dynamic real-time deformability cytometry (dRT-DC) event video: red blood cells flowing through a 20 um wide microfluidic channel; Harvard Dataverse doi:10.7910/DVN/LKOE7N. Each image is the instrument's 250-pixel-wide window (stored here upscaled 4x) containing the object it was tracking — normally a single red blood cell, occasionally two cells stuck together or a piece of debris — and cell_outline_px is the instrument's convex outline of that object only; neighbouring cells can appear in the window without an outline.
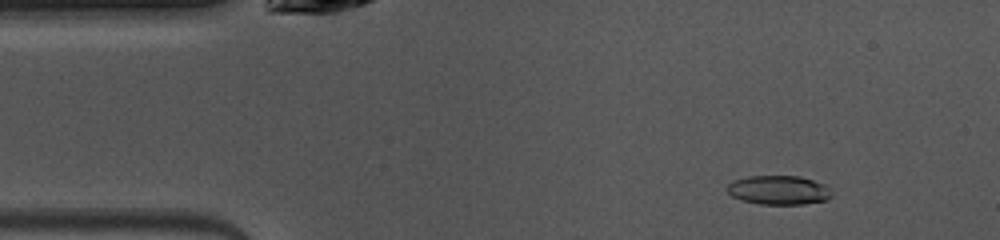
{"species": "common noctule bat (a hibernating species)", "species_latin": "Nyctalus noctula", "temperature_condition": "warm", "stored_images_in_passage": 47, "camera_frame_rate_fps": 3000, "um_per_image_px": 0.085, "animal": {"sex": "female", "body_mass_g": 10.0, "forearm_length_mm": 53.1}, "frame": {"image": 1, "passage_image": 5, "time_ms": 1.333, "image_size_px": [1000, 240], "cell_outline_px": [[832, 196], [828, 200], [804, 204], [760, 204], [740, 200], [732, 196], [724, 188], [728, 184], [736, 180], [748, 176], [800, 176], [824, 184], [832, 192]], "centroid_in_image_um": [66.19, 16.16], "position_along_channel_um": 18.8, "area_um2": 17.8}}
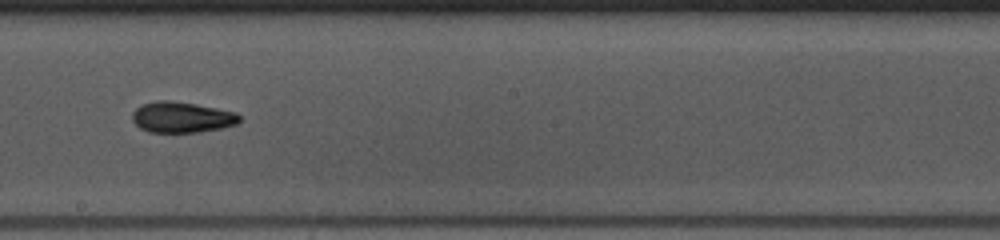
{"frame": {"image": 2, "passage_image": 25, "time_ms": 8.0, "image_size_px": [1000, 240], "cell_outline_px": [[240, 120], [236, 124], [220, 128], [200, 132], [148, 132], [140, 128], [132, 120], [132, 112], [136, 108], [144, 104], [156, 100], [168, 100], [196, 104], [236, 112], [240, 116]], "centroid_in_image_um": [15.43, 9.96], "position_along_channel_um": 232.8, "area_um2": 19.19}}
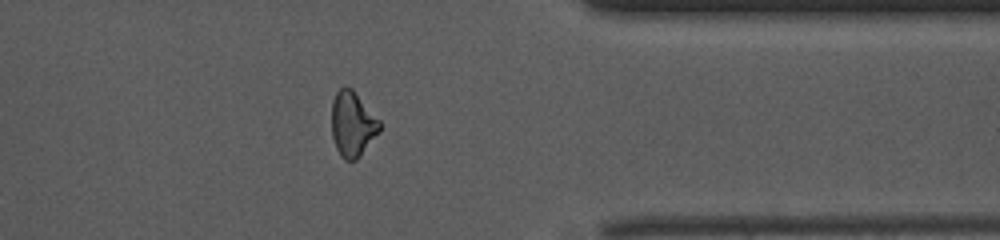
{"frame": {"image": 3, "passage_image": 37, "time_ms": 12.0, "image_size_px": [1000, 240], "cell_outline_px": [[380, 132], [360, 156], [356, 160], [344, 160], [340, 156], [336, 148], [332, 136], [332, 100], [336, 92], [344, 84], [352, 88], [380, 120]], "centroid_in_image_um": [29.96, 10.53], "position_along_channel_um": 381.4, "area_um2": 18.44}, "authors_computed_cell_mechanics": {"area_um2": 18.5538, "velocity_mm_per_s": 4.0753, "shape_relaxation_time_tau1_ms": 4.7484, "shape_relaxation_time_tau2_ms": 3.5504, "deformation_change_tau1": 0.1807, "deformation_change_tau2": 0.1151}}